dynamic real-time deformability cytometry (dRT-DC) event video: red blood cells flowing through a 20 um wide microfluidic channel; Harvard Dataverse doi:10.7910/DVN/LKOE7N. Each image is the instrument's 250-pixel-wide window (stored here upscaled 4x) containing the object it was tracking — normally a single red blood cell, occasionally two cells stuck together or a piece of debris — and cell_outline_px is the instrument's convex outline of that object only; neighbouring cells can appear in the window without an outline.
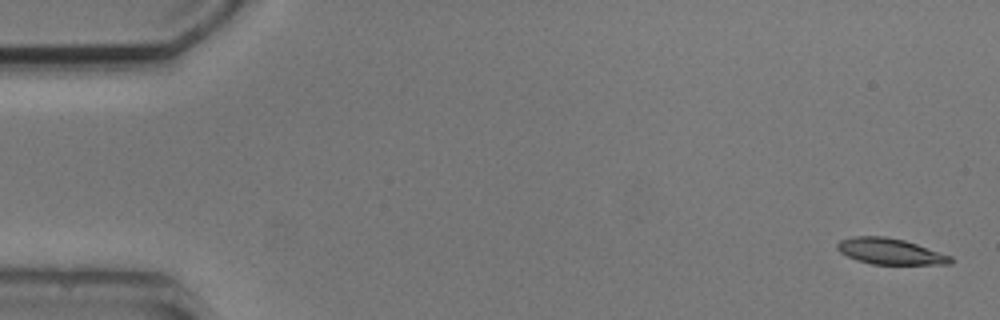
{"species": "common noctule bat (a hibernating species)", "species_latin": "Nyctalus noctula", "temperature_condition": "cold", "stored_images_in_passage": 6, "camera_frame_rate_fps": 3000, "um_per_image_px": 0.085, "animal": {"sex": "male", "body_mass_g": 20.5, "forearm_length_mm": 52.5}, "frame": {"image": 1, "passage_image": 1, "time_ms": 0.0, "image_size_px": [1000, 320], "cell_outline_px": [[952, 264], [872, 264], [856, 260], [840, 252], [836, 248], [836, 244], [840, 240], [852, 236], [884, 236], [904, 240], [952, 256]], "centroid_in_image_um": [75.63, 21.36], "position_along_channel_um": 9.4, "area_um2": 17.11}}